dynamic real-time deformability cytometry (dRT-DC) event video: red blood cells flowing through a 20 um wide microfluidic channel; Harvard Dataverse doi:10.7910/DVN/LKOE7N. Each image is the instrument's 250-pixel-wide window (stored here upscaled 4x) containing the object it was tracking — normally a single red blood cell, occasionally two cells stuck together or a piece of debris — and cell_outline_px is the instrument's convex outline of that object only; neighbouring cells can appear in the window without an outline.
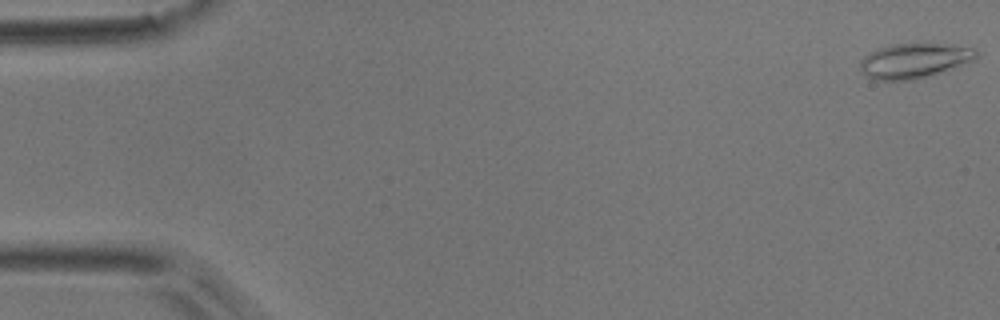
{"species": "common noctule bat (a hibernating species)", "species_latin": "Nyctalus noctula", "temperature_condition": "room temperature", "stored_images_in_passage": 5, "camera_frame_rate_fps": 3000, "um_per_image_px": 0.085, "animal": {"sex": "male", "body_mass_g": 17.9}, "frame": {"image": 1, "passage_image": 1, "time_ms": 0.0, "image_size_px": [1000, 320], "cell_outline_px": [[980, 52], [972, 60], [952, 68], [928, 76], [912, 80], [872, 80], [860, 72], [860, 60], [864, 56], [880, 48], [892, 44], [916, 40], [928, 40], [976, 48]], "centroid_in_image_um": [77.72, 5.09], "position_along_channel_um": 7.3, "area_um2": 24.57}}